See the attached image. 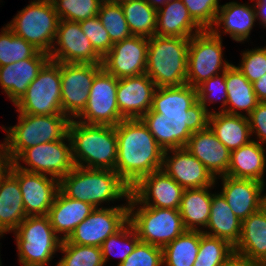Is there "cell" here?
Returning <instances> with one entry per match:
<instances>
[{
    "instance_id": "8fae6325",
    "label": "cell",
    "mask_w": 266,
    "mask_h": 266,
    "mask_svg": "<svg viewBox=\"0 0 266 266\" xmlns=\"http://www.w3.org/2000/svg\"><path fill=\"white\" fill-rule=\"evenodd\" d=\"M15 106L18 113L31 115L63 114L60 63L49 60Z\"/></svg>"
},
{
    "instance_id": "ba28073f",
    "label": "cell",
    "mask_w": 266,
    "mask_h": 266,
    "mask_svg": "<svg viewBox=\"0 0 266 266\" xmlns=\"http://www.w3.org/2000/svg\"><path fill=\"white\" fill-rule=\"evenodd\" d=\"M59 20L51 0H33L6 26L40 52L49 54L55 45Z\"/></svg>"
},
{
    "instance_id": "d590c367",
    "label": "cell",
    "mask_w": 266,
    "mask_h": 266,
    "mask_svg": "<svg viewBox=\"0 0 266 266\" xmlns=\"http://www.w3.org/2000/svg\"><path fill=\"white\" fill-rule=\"evenodd\" d=\"M120 4L132 35L145 38L155 35L157 10L146 0H130Z\"/></svg>"
},
{
    "instance_id": "816d5d0a",
    "label": "cell",
    "mask_w": 266,
    "mask_h": 266,
    "mask_svg": "<svg viewBox=\"0 0 266 266\" xmlns=\"http://www.w3.org/2000/svg\"><path fill=\"white\" fill-rule=\"evenodd\" d=\"M253 6H255L256 18L260 19L261 24L266 27V0H256Z\"/></svg>"
},
{
    "instance_id": "f546056e",
    "label": "cell",
    "mask_w": 266,
    "mask_h": 266,
    "mask_svg": "<svg viewBox=\"0 0 266 266\" xmlns=\"http://www.w3.org/2000/svg\"><path fill=\"white\" fill-rule=\"evenodd\" d=\"M26 217L18 179L9 172L0 185V237L14 231Z\"/></svg>"
},
{
    "instance_id": "cb8c5ba5",
    "label": "cell",
    "mask_w": 266,
    "mask_h": 266,
    "mask_svg": "<svg viewBox=\"0 0 266 266\" xmlns=\"http://www.w3.org/2000/svg\"><path fill=\"white\" fill-rule=\"evenodd\" d=\"M49 60V54L39 51L32 58L0 67V86L13 104L22 98L30 83Z\"/></svg>"
},
{
    "instance_id": "f6af8a7d",
    "label": "cell",
    "mask_w": 266,
    "mask_h": 266,
    "mask_svg": "<svg viewBox=\"0 0 266 266\" xmlns=\"http://www.w3.org/2000/svg\"><path fill=\"white\" fill-rule=\"evenodd\" d=\"M163 249L152 244L139 241L134 251L117 266H162Z\"/></svg>"
},
{
    "instance_id": "9c48e42d",
    "label": "cell",
    "mask_w": 266,
    "mask_h": 266,
    "mask_svg": "<svg viewBox=\"0 0 266 266\" xmlns=\"http://www.w3.org/2000/svg\"><path fill=\"white\" fill-rule=\"evenodd\" d=\"M128 221L140 241L164 248L186 229L177 209L128 205ZM136 209V211H135Z\"/></svg>"
},
{
    "instance_id": "f35d334b",
    "label": "cell",
    "mask_w": 266,
    "mask_h": 266,
    "mask_svg": "<svg viewBox=\"0 0 266 266\" xmlns=\"http://www.w3.org/2000/svg\"><path fill=\"white\" fill-rule=\"evenodd\" d=\"M60 251L64 253L63 258L57 266H104L101 247L85 246L69 243L62 240Z\"/></svg>"
},
{
    "instance_id": "4fadbf2b",
    "label": "cell",
    "mask_w": 266,
    "mask_h": 266,
    "mask_svg": "<svg viewBox=\"0 0 266 266\" xmlns=\"http://www.w3.org/2000/svg\"><path fill=\"white\" fill-rule=\"evenodd\" d=\"M118 80L104 69L94 77L86 107L76 117L78 121L115 127L124 119L117 106Z\"/></svg>"
},
{
    "instance_id": "ee69618b",
    "label": "cell",
    "mask_w": 266,
    "mask_h": 266,
    "mask_svg": "<svg viewBox=\"0 0 266 266\" xmlns=\"http://www.w3.org/2000/svg\"><path fill=\"white\" fill-rule=\"evenodd\" d=\"M79 23L94 50L103 58L112 48L113 43L99 20V17L94 16Z\"/></svg>"
},
{
    "instance_id": "3957f363",
    "label": "cell",
    "mask_w": 266,
    "mask_h": 266,
    "mask_svg": "<svg viewBox=\"0 0 266 266\" xmlns=\"http://www.w3.org/2000/svg\"><path fill=\"white\" fill-rule=\"evenodd\" d=\"M68 135L75 166L115 171L118 146L115 127L71 119Z\"/></svg>"
},
{
    "instance_id": "e0dca14e",
    "label": "cell",
    "mask_w": 266,
    "mask_h": 266,
    "mask_svg": "<svg viewBox=\"0 0 266 266\" xmlns=\"http://www.w3.org/2000/svg\"><path fill=\"white\" fill-rule=\"evenodd\" d=\"M55 39L56 46L49 53L50 60L58 63L102 64L103 58L94 50L79 22L59 20Z\"/></svg>"
},
{
    "instance_id": "8d00e7d4",
    "label": "cell",
    "mask_w": 266,
    "mask_h": 266,
    "mask_svg": "<svg viewBox=\"0 0 266 266\" xmlns=\"http://www.w3.org/2000/svg\"><path fill=\"white\" fill-rule=\"evenodd\" d=\"M0 33V67L34 57L39 50L16 36L8 26Z\"/></svg>"
},
{
    "instance_id": "7dc6e473",
    "label": "cell",
    "mask_w": 266,
    "mask_h": 266,
    "mask_svg": "<svg viewBox=\"0 0 266 266\" xmlns=\"http://www.w3.org/2000/svg\"><path fill=\"white\" fill-rule=\"evenodd\" d=\"M196 89H197L198 101L200 102L201 105L204 106V108L209 113H211V112L207 108V104H208V102L209 103H213L214 102V100H212V98H210V96L211 97L214 96L216 94V92L219 95H220V93H222V95H221L222 99L220 98V101H222V106L220 108H222V107H224V108H222L220 110V112L227 113L228 95H227V87H226V84H225V72H223L221 75H216V76L211 77L208 80H205L200 85H198L196 87Z\"/></svg>"
},
{
    "instance_id": "52a82bcc",
    "label": "cell",
    "mask_w": 266,
    "mask_h": 266,
    "mask_svg": "<svg viewBox=\"0 0 266 266\" xmlns=\"http://www.w3.org/2000/svg\"><path fill=\"white\" fill-rule=\"evenodd\" d=\"M14 233L23 266H45L60 250L62 236L55 233L48 215L27 216Z\"/></svg>"
},
{
    "instance_id": "60d3db41",
    "label": "cell",
    "mask_w": 266,
    "mask_h": 266,
    "mask_svg": "<svg viewBox=\"0 0 266 266\" xmlns=\"http://www.w3.org/2000/svg\"><path fill=\"white\" fill-rule=\"evenodd\" d=\"M139 241L140 240L137 236V233L128 221L119 231H117L113 235H110L102 243L101 252L104 264L107 262V259L111 254L120 257V262L118 263V265L121 264L134 251ZM118 244H121L123 248H121L120 251L118 249L119 252L117 251V253H115V247L117 246L116 248H118ZM121 245L119 247H122Z\"/></svg>"
},
{
    "instance_id": "ab89813d",
    "label": "cell",
    "mask_w": 266,
    "mask_h": 266,
    "mask_svg": "<svg viewBox=\"0 0 266 266\" xmlns=\"http://www.w3.org/2000/svg\"><path fill=\"white\" fill-rule=\"evenodd\" d=\"M97 16L113 44L132 36L120 3L101 4Z\"/></svg>"
},
{
    "instance_id": "681fc988",
    "label": "cell",
    "mask_w": 266,
    "mask_h": 266,
    "mask_svg": "<svg viewBox=\"0 0 266 266\" xmlns=\"http://www.w3.org/2000/svg\"><path fill=\"white\" fill-rule=\"evenodd\" d=\"M220 266H257L246 256L233 252Z\"/></svg>"
},
{
    "instance_id": "d4e9b609",
    "label": "cell",
    "mask_w": 266,
    "mask_h": 266,
    "mask_svg": "<svg viewBox=\"0 0 266 266\" xmlns=\"http://www.w3.org/2000/svg\"><path fill=\"white\" fill-rule=\"evenodd\" d=\"M234 251L257 266H266V212L262 208L242 221L240 239Z\"/></svg>"
},
{
    "instance_id": "5bb4252c",
    "label": "cell",
    "mask_w": 266,
    "mask_h": 266,
    "mask_svg": "<svg viewBox=\"0 0 266 266\" xmlns=\"http://www.w3.org/2000/svg\"><path fill=\"white\" fill-rule=\"evenodd\" d=\"M102 64L60 63L62 112L70 119L85 109L94 77Z\"/></svg>"
},
{
    "instance_id": "603a6c76",
    "label": "cell",
    "mask_w": 266,
    "mask_h": 266,
    "mask_svg": "<svg viewBox=\"0 0 266 266\" xmlns=\"http://www.w3.org/2000/svg\"><path fill=\"white\" fill-rule=\"evenodd\" d=\"M216 179L227 175L230 163V151L216 137L208 126L206 129L195 132L185 146Z\"/></svg>"
},
{
    "instance_id": "ac0fdd59",
    "label": "cell",
    "mask_w": 266,
    "mask_h": 266,
    "mask_svg": "<svg viewBox=\"0 0 266 266\" xmlns=\"http://www.w3.org/2000/svg\"><path fill=\"white\" fill-rule=\"evenodd\" d=\"M148 43L149 38L134 35L114 43L102 68L117 79L146 74Z\"/></svg>"
},
{
    "instance_id": "bcb514c9",
    "label": "cell",
    "mask_w": 266,
    "mask_h": 266,
    "mask_svg": "<svg viewBox=\"0 0 266 266\" xmlns=\"http://www.w3.org/2000/svg\"><path fill=\"white\" fill-rule=\"evenodd\" d=\"M236 68L251 82L266 74V46L242 53V60Z\"/></svg>"
},
{
    "instance_id": "5b68a950",
    "label": "cell",
    "mask_w": 266,
    "mask_h": 266,
    "mask_svg": "<svg viewBox=\"0 0 266 266\" xmlns=\"http://www.w3.org/2000/svg\"><path fill=\"white\" fill-rule=\"evenodd\" d=\"M18 124L4 128L5 142L0 152L13 162L25 149L46 142L64 139L68 135L71 119L64 115H31L19 113ZM9 129V130H8Z\"/></svg>"
},
{
    "instance_id": "d6a6232c",
    "label": "cell",
    "mask_w": 266,
    "mask_h": 266,
    "mask_svg": "<svg viewBox=\"0 0 266 266\" xmlns=\"http://www.w3.org/2000/svg\"><path fill=\"white\" fill-rule=\"evenodd\" d=\"M225 84L228 95L227 114L242 115L238 110H245L249 115L259 103L252 83L231 64L225 70Z\"/></svg>"
},
{
    "instance_id": "2e32d148",
    "label": "cell",
    "mask_w": 266,
    "mask_h": 266,
    "mask_svg": "<svg viewBox=\"0 0 266 266\" xmlns=\"http://www.w3.org/2000/svg\"><path fill=\"white\" fill-rule=\"evenodd\" d=\"M183 192L184 188L161 169L144 176L131 188L126 201L128 205L179 210Z\"/></svg>"
},
{
    "instance_id": "6da1fadb",
    "label": "cell",
    "mask_w": 266,
    "mask_h": 266,
    "mask_svg": "<svg viewBox=\"0 0 266 266\" xmlns=\"http://www.w3.org/2000/svg\"><path fill=\"white\" fill-rule=\"evenodd\" d=\"M209 116L197 89L186 83L157 87L151 109L141 120L165 151L185 147L193 133L208 127Z\"/></svg>"
},
{
    "instance_id": "d6986e66",
    "label": "cell",
    "mask_w": 266,
    "mask_h": 266,
    "mask_svg": "<svg viewBox=\"0 0 266 266\" xmlns=\"http://www.w3.org/2000/svg\"><path fill=\"white\" fill-rule=\"evenodd\" d=\"M10 172L18 179L26 216L48 215L59 191V180L23 171L12 162Z\"/></svg>"
},
{
    "instance_id": "9f6ffc18",
    "label": "cell",
    "mask_w": 266,
    "mask_h": 266,
    "mask_svg": "<svg viewBox=\"0 0 266 266\" xmlns=\"http://www.w3.org/2000/svg\"><path fill=\"white\" fill-rule=\"evenodd\" d=\"M100 4L115 3L116 0H97Z\"/></svg>"
},
{
    "instance_id": "7402d4cb",
    "label": "cell",
    "mask_w": 266,
    "mask_h": 266,
    "mask_svg": "<svg viewBox=\"0 0 266 266\" xmlns=\"http://www.w3.org/2000/svg\"><path fill=\"white\" fill-rule=\"evenodd\" d=\"M223 188L220 192L240 221L262 208V192L265 184L250 179L221 176Z\"/></svg>"
},
{
    "instance_id": "74e56055",
    "label": "cell",
    "mask_w": 266,
    "mask_h": 266,
    "mask_svg": "<svg viewBox=\"0 0 266 266\" xmlns=\"http://www.w3.org/2000/svg\"><path fill=\"white\" fill-rule=\"evenodd\" d=\"M233 252L234 246L228 241L201 231L199 251L193 266H220Z\"/></svg>"
},
{
    "instance_id": "7c38bea8",
    "label": "cell",
    "mask_w": 266,
    "mask_h": 266,
    "mask_svg": "<svg viewBox=\"0 0 266 266\" xmlns=\"http://www.w3.org/2000/svg\"><path fill=\"white\" fill-rule=\"evenodd\" d=\"M65 140L68 141V145ZM21 160L30 168L23 167L20 164ZM12 163L23 171L50 175L60 180L75 168L69 135L62 140L29 147Z\"/></svg>"
},
{
    "instance_id": "30bf717a",
    "label": "cell",
    "mask_w": 266,
    "mask_h": 266,
    "mask_svg": "<svg viewBox=\"0 0 266 266\" xmlns=\"http://www.w3.org/2000/svg\"><path fill=\"white\" fill-rule=\"evenodd\" d=\"M221 34L218 29H204L189 39L186 83L197 87L205 80L225 72L231 65L223 60Z\"/></svg>"
},
{
    "instance_id": "f5cc1de1",
    "label": "cell",
    "mask_w": 266,
    "mask_h": 266,
    "mask_svg": "<svg viewBox=\"0 0 266 266\" xmlns=\"http://www.w3.org/2000/svg\"><path fill=\"white\" fill-rule=\"evenodd\" d=\"M10 171L11 162L0 152V185Z\"/></svg>"
},
{
    "instance_id": "db71d44e",
    "label": "cell",
    "mask_w": 266,
    "mask_h": 266,
    "mask_svg": "<svg viewBox=\"0 0 266 266\" xmlns=\"http://www.w3.org/2000/svg\"><path fill=\"white\" fill-rule=\"evenodd\" d=\"M171 1L173 0H146V2L150 4L155 10H159L162 6ZM159 4H161L162 6Z\"/></svg>"
},
{
    "instance_id": "c3c4849f",
    "label": "cell",
    "mask_w": 266,
    "mask_h": 266,
    "mask_svg": "<svg viewBox=\"0 0 266 266\" xmlns=\"http://www.w3.org/2000/svg\"><path fill=\"white\" fill-rule=\"evenodd\" d=\"M251 135L255 133L260 144L266 143V102H259L256 108L247 116Z\"/></svg>"
},
{
    "instance_id": "7bdbcfd3",
    "label": "cell",
    "mask_w": 266,
    "mask_h": 266,
    "mask_svg": "<svg viewBox=\"0 0 266 266\" xmlns=\"http://www.w3.org/2000/svg\"><path fill=\"white\" fill-rule=\"evenodd\" d=\"M192 19L204 30L211 29L221 5L219 0H182Z\"/></svg>"
},
{
    "instance_id": "f1b7e54d",
    "label": "cell",
    "mask_w": 266,
    "mask_h": 266,
    "mask_svg": "<svg viewBox=\"0 0 266 266\" xmlns=\"http://www.w3.org/2000/svg\"><path fill=\"white\" fill-rule=\"evenodd\" d=\"M208 126L230 152L251 141L247 115H231L220 111H211Z\"/></svg>"
},
{
    "instance_id": "277c9868",
    "label": "cell",
    "mask_w": 266,
    "mask_h": 266,
    "mask_svg": "<svg viewBox=\"0 0 266 266\" xmlns=\"http://www.w3.org/2000/svg\"><path fill=\"white\" fill-rule=\"evenodd\" d=\"M59 190L71 199L87 202L94 208L102 203L130 197L131 188L112 170L75 166L59 180Z\"/></svg>"
},
{
    "instance_id": "9a60e30c",
    "label": "cell",
    "mask_w": 266,
    "mask_h": 266,
    "mask_svg": "<svg viewBox=\"0 0 266 266\" xmlns=\"http://www.w3.org/2000/svg\"><path fill=\"white\" fill-rule=\"evenodd\" d=\"M128 204L95 208L66 239L71 244L97 246L119 231L128 222Z\"/></svg>"
},
{
    "instance_id": "836d02e7",
    "label": "cell",
    "mask_w": 266,
    "mask_h": 266,
    "mask_svg": "<svg viewBox=\"0 0 266 266\" xmlns=\"http://www.w3.org/2000/svg\"><path fill=\"white\" fill-rule=\"evenodd\" d=\"M211 187L184 189L179 212L186 230L201 231L197 226L206 227L213 196L208 190Z\"/></svg>"
},
{
    "instance_id": "f907efd6",
    "label": "cell",
    "mask_w": 266,
    "mask_h": 266,
    "mask_svg": "<svg viewBox=\"0 0 266 266\" xmlns=\"http://www.w3.org/2000/svg\"><path fill=\"white\" fill-rule=\"evenodd\" d=\"M253 90L259 102H266V74L252 83Z\"/></svg>"
},
{
    "instance_id": "8992f818",
    "label": "cell",
    "mask_w": 266,
    "mask_h": 266,
    "mask_svg": "<svg viewBox=\"0 0 266 266\" xmlns=\"http://www.w3.org/2000/svg\"><path fill=\"white\" fill-rule=\"evenodd\" d=\"M189 39L154 35L149 38L146 74L156 87L186 84Z\"/></svg>"
},
{
    "instance_id": "b9f144b4",
    "label": "cell",
    "mask_w": 266,
    "mask_h": 266,
    "mask_svg": "<svg viewBox=\"0 0 266 266\" xmlns=\"http://www.w3.org/2000/svg\"><path fill=\"white\" fill-rule=\"evenodd\" d=\"M60 20L81 22L97 16L100 3L97 0H51Z\"/></svg>"
},
{
    "instance_id": "7a4b0ae2",
    "label": "cell",
    "mask_w": 266,
    "mask_h": 266,
    "mask_svg": "<svg viewBox=\"0 0 266 266\" xmlns=\"http://www.w3.org/2000/svg\"><path fill=\"white\" fill-rule=\"evenodd\" d=\"M115 131L118 144L115 172L130 188L144 176L161 170L164 150L141 119H123Z\"/></svg>"
},
{
    "instance_id": "e575fe53",
    "label": "cell",
    "mask_w": 266,
    "mask_h": 266,
    "mask_svg": "<svg viewBox=\"0 0 266 266\" xmlns=\"http://www.w3.org/2000/svg\"><path fill=\"white\" fill-rule=\"evenodd\" d=\"M200 240V230H186L163 248V263L166 266H193Z\"/></svg>"
},
{
    "instance_id": "11a10c76",
    "label": "cell",
    "mask_w": 266,
    "mask_h": 266,
    "mask_svg": "<svg viewBox=\"0 0 266 266\" xmlns=\"http://www.w3.org/2000/svg\"><path fill=\"white\" fill-rule=\"evenodd\" d=\"M262 209L266 212V194L262 197Z\"/></svg>"
},
{
    "instance_id": "4dcf8cb0",
    "label": "cell",
    "mask_w": 266,
    "mask_h": 266,
    "mask_svg": "<svg viewBox=\"0 0 266 266\" xmlns=\"http://www.w3.org/2000/svg\"><path fill=\"white\" fill-rule=\"evenodd\" d=\"M256 19L255 6L229 2L219 8L212 28L223 26L225 34L229 33L233 40L243 42L248 39Z\"/></svg>"
},
{
    "instance_id": "484cf974",
    "label": "cell",
    "mask_w": 266,
    "mask_h": 266,
    "mask_svg": "<svg viewBox=\"0 0 266 266\" xmlns=\"http://www.w3.org/2000/svg\"><path fill=\"white\" fill-rule=\"evenodd\" d=\"M94 209L91 204L66 197L59 190L49 209L48 217L55 233H63L62 240H65Z\"/></svg>"
},
{
    "instance_id": "6f0895ef",
    "label": "cell",
    "mask_w": 266,
    "mask_h": 266,
    "mask_svg": "<svg viewBox=\"0 0 266 266\" xmlns=\"http://www.w3.org/2000/svg\"><path fill=\"white\" fill-rule=\"evenodd\" d=\"M125 1H130V0H116V3H122V2H125Z\"/></svg>"
},
{
    "instance_id": "1f68e13d",
    "label": "cell",
    "mask_w": 266,
    "mask_h": 266,
    "mask_svg": "<svg viewBox=\"0 0 266 266\" xmlns=\"http://www.w3.org/2000/svg\"><path fill=\"white\" fill-rule=\"evenodd\" d=\"M242 221L233 213L221 193L213 194L210 216L203 233L224 239L235 246L240 239Z\"/></svg>"
},
{
    "instance_id": "4316f807",
    "label": "cell",
    "mask_w": 266,
    "mask_h": 266,
    "mask_svg": "<svg viewBox=\"0 0 266 266\" xmlns=\"http://www.w3.org/2000/svg\"><path fill=\"white\" fill-rule=\"evenodd\" d=\"M164 6L157 10L155 35L190 39L203 30L189 15L182 0H173Z\"/></svg>"
},
{
    "instance_id": "ffe728a7",
    "label": "cell",
    "mask_w": 266,
    "mask_h": 266,
    "mask_svg": "<svg viewBox=\"0 0 266 266\" xmlns=\"http://www.w3.org/2000/svg\"><path fill=\"white\" fill-rule=\"evenodd\" d=\"M161 169L184 189L215 185L216 179L186 147L165 150Z\"/></svg>"
},
{
    "instance_id": "83f0119b",
    "label": "cell",
    "mask_w": 266,
    "mask_h": 266,
    "mask_svg": "<svg viewBox=\"0 0 266 266\" xmlns=\"http://www.w3.org/2000/svg\"><path fill=\"white\" fill-rule=\"evenodd\" d=\"M265 167L266 157L263 144L251 139L247 144L230 152L227 176L265 183L263 179Z\"/></svg>"
},
{
    "instance_id": "44dd1931",
    "label": "cell",
    "mask_w": 266,
    "mask_h": 266,
    "mask_svg": "<svg viewBox=\"0 0 266 266\" xmlns=\"http://www.w3.org/2000/svg\"><path fill=\"white\" fill-rule=\"evenodd\" d=\"M155 83L147 74L121 78L117 85V106L124 119H141L152 106Z\"/></svg>"
}]
</instances>
